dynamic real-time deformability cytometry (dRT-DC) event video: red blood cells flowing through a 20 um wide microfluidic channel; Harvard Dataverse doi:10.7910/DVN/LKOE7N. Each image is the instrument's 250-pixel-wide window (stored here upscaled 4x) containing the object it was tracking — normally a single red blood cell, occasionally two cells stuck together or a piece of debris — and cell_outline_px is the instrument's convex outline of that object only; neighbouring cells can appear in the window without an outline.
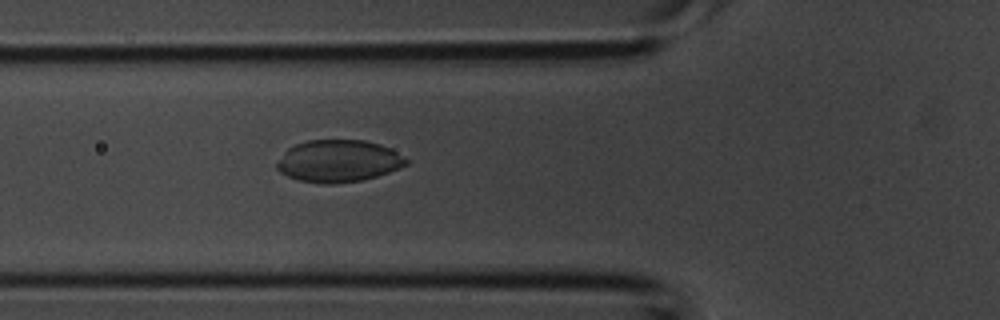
{"species": "common noctule bat (a hibernating species)", "species_latin": "Nyctalus noctula", "temperature_condition": "room temperature", "stored_images_in_passage": 39, "camera_frame_rate_fps": 3000, "um_per_image_px": 0.085, "animal": {"sex": "male", "body_mass_g": 20.1, "forearm_length_mm": 53.5}, "frame": {"image": 1, "passage_image": 14, "time_ms": 4.333, "image_size_px": [1000, 320], "cell_outline_px": [[408, 164], [400, 168], [376, 176], [360, 180], [336, 184], [320, 184], [296, 180], [280, 172], [276, 168], [276, 164], [284, 152], [288, 148], [296, 144], [308, 140], [364, 140], [380, 144], [388, 148], [408, 160]], "centroid_in_image_um": [28.73, 13.7], "position_along_channel_um": 97.1, "area_um2": 31.67}}
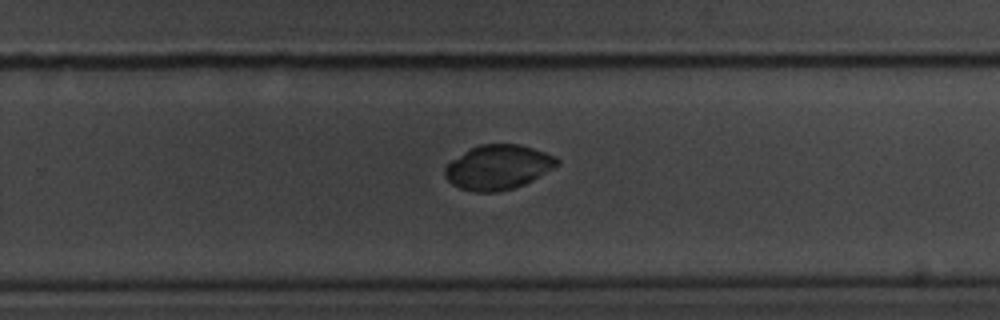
{"frame": {"image": 2, "passage_image": 25, "time_ms": 8.0, "image_size_px": [1000, 320], "cell_outline_px": [[560, 164], [532, 180], [524, 184], [512, 188], [496, 192], [476, 192], [460, 188], [452, 184], [444, 176], [444, 168], [452, 160], [464, 152], [480, 144], [520, 144], [556, 156], [560, 160]], "centroid_in_image_um": [42.34, 14.21], "position_along_channel_um": 287.5, "area_um2": 28.96}}
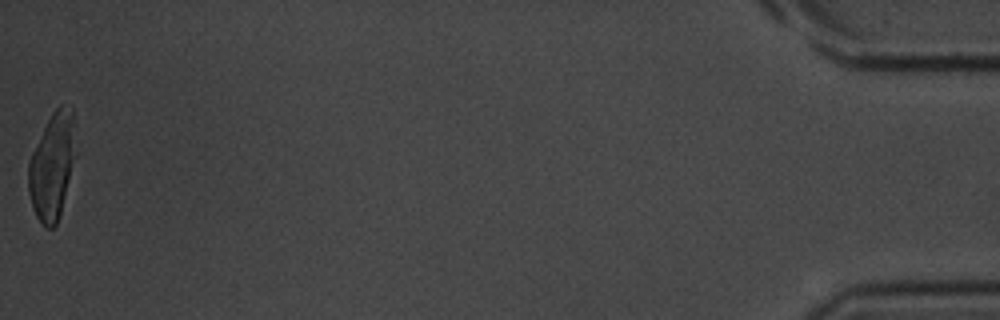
{"frame": {"image": 3, "passage_image": 39, "time_ms": 12.667, "image_size_px": [1000, 320], "cell_outline_px": [[72, 120], [68, 176], [60, 212], [56, 224], [52, 228], [44, 228], [36, 216], [32, 208], [28, 192], [28, 160], [52, 112], [60, 104], [72, 104]], "centroid_in_image_um": [4.31, 14.16], "position_along_channel_um": 430.9, "area_um2": 27.4}}